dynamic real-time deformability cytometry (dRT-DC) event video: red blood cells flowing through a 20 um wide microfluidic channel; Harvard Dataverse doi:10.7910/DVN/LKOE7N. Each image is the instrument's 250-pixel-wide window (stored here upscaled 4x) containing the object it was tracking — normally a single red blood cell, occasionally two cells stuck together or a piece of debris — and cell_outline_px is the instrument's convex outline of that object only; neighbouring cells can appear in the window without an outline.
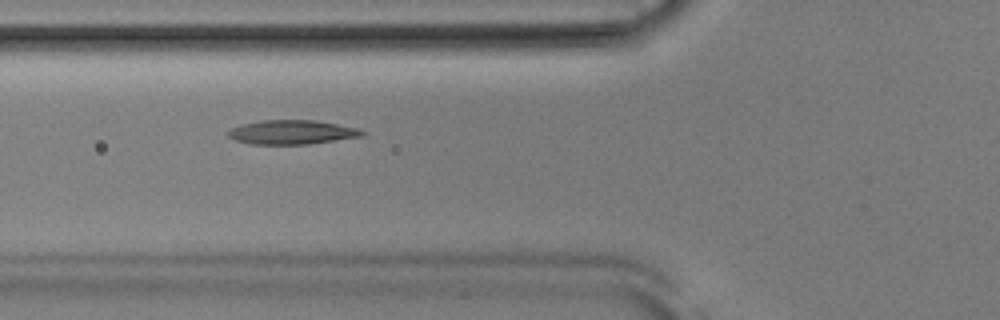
{"species": "Egyptian fruit bat (a non-hibernating species)", "species_latin": "Rousettus aegyptiacus", "temperature_condition": "room temperature", "stored_images_in_passage": 51, "camera_frame_rate_fps": 3000, "um_per_image_px": 0.085, "animal": {"sex": "male"}, "frame": {"image": 1, "passage_image": 18, "time_ms": 5.667, "image_size_px": [1000, 320], "cell_outline_px": [[364, 136], [308, 144], [252, 144], [236, 140], [228, 136], [228, 132], [232, 128], [240, 124], [260, 120], [316, 120], [356, 128], [364, 132]], "centroid_in_image_um": [24.79, 11.23], "position_along_channel_um": 101.0, "area_um2": 18.73}}
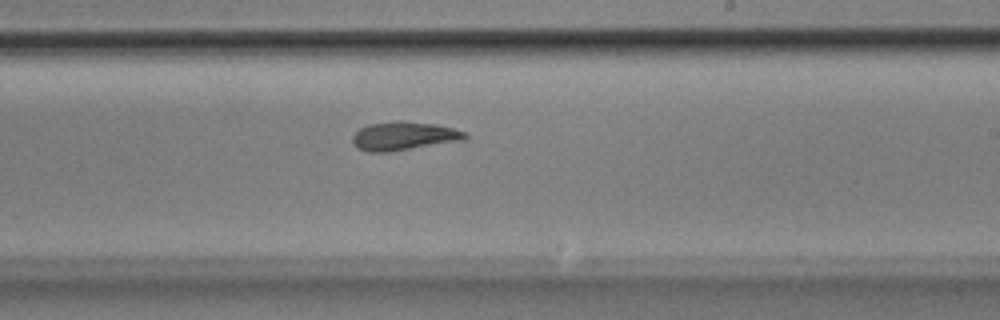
{"frame": {"image": 2, "passage_image": 30, "time_ms": 9.667, "image_size_px": [1000, 320], "cell_outline_px": [[468, 136], [464, 140], [388, 152], [368, 152], [360, 148], [352, 140], [352, 136], [360, 128], [368, 124], [396, 120], [404, 120], [436, 124], [468, 132]], "centroid_in_image_um": [34.36, 11.54], "position_along_channel_um": 254.6, "area_um2": 18.79}}
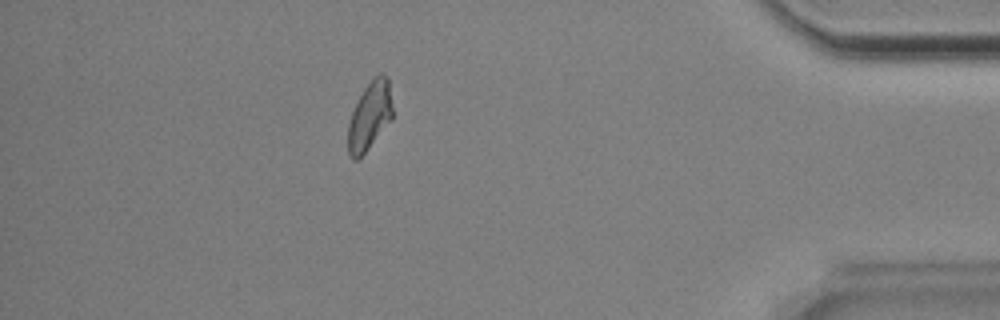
{"frame": {"image": 3, "passage_image": 45, "time_ms": 14.667, "image_size_px": [1000, 320], "cell_outline_px": [[392, 120], [368, 148], [356, 160], [352, 160], [348, 156], [348, 124], [352, 112], [364, 88], [372, 76], [380, 72], [388, 76], [392, 108]], "centroid_in_image_um": [31.43, 9.82], "position_along_channel_um": 403.8, "area_um2": 17.74}, "authors_computed_cell_mechanics": {"area_um2": 18.5538, "velocity_mm_per_s": 3.8637, "shape_relaxation_time_tau1_ms": 5.7263, "shape_relaxation_time_tau2_ms": null, "deformation_change_tau1": 0.1717, "deformation_change_tau2": null}}